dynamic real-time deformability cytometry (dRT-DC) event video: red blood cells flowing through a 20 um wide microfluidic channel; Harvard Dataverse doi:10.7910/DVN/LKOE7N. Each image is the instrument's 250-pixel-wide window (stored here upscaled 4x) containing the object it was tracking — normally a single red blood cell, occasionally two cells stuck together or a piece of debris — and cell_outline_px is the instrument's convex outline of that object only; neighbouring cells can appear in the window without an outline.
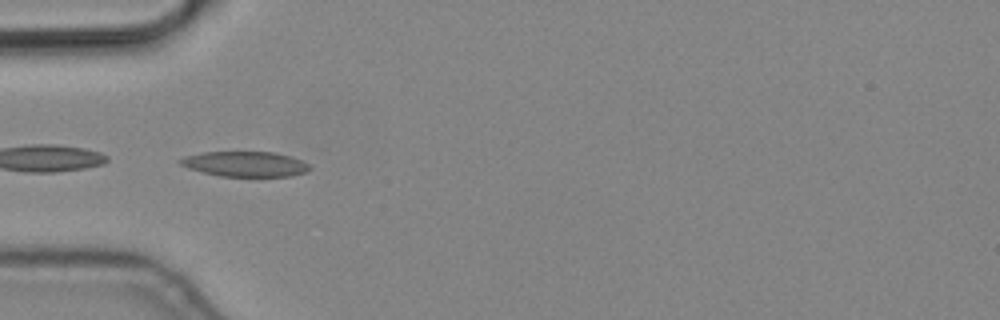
{"species": "common noctule bat (a hibernating species)", "species_latin": "Nyctalus noctula", "temperature_condition": "cold", "stored_images_in_passage": 6, "segment_of_instrument_passage": [2, 2], "camera_frame_rate_fps": 3000, "um_per_image_px": 0.085, "animal": {"sex": "male", "body_mass_g": 19.2, "forearm_length_mm": 51.8}, "frame": {"image": 1, "passage_image": 5, "time_ms": 1.333, "image_size_px": [1000, 320], "cell_outline_px": [[312, 168], [304, 172], [292, 176], [220, 176], [188, 168], [180, 164], [176, 160], [184, 156], [204, 152], [272, 152], [288, 156], [300, 160], [308, 164]], "centroid_in_image_um": [20.8, 13.94], "position_along_channel_um": 64.2, "area_um2": 18.79}}